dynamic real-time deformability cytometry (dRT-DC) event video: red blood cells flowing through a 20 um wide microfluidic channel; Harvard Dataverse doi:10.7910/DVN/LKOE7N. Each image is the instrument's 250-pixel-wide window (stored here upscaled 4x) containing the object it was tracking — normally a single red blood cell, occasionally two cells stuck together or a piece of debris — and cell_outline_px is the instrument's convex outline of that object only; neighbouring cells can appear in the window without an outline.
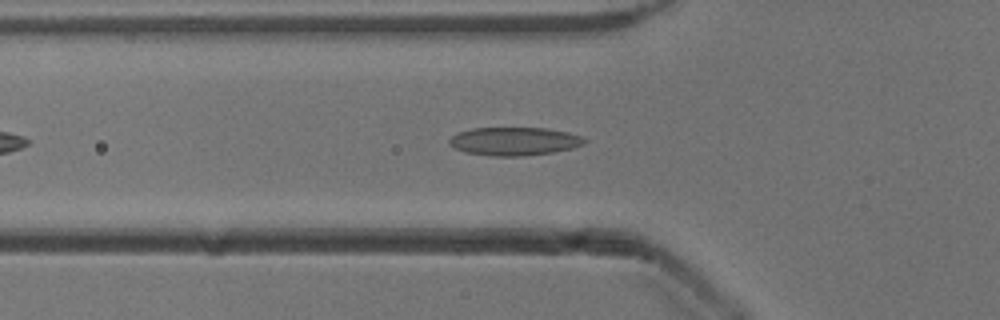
{"species": "common noctule bat (a hibernating species)", "species_latin": "Nyctalus noctula", "temperature_condition": "cold", "stored_images_in_passage": 26, "camera_frame_rate_fps": 3000, "um_per_image_px": 0.085, "animal": {"sex": "male", "body_mass_g": 13.3}, "frame": {"image": 1, "passage_image": 9, "time_ms": 2.667, "image_size_px": [1000, 320], "cell_outline_px": [[588, 140], [584, 144], [572, 148], [552, 152], [520, 156], [492, 156], [464, 152], [448, 144], [448, 140], [456, 132], [472, 128], [544, 128], [568, 132], [584, 136]], "centroid_in_image_um": [43.71, 12.0], "position_along_channel_um": 82.1, "area_um2": 22.37}}
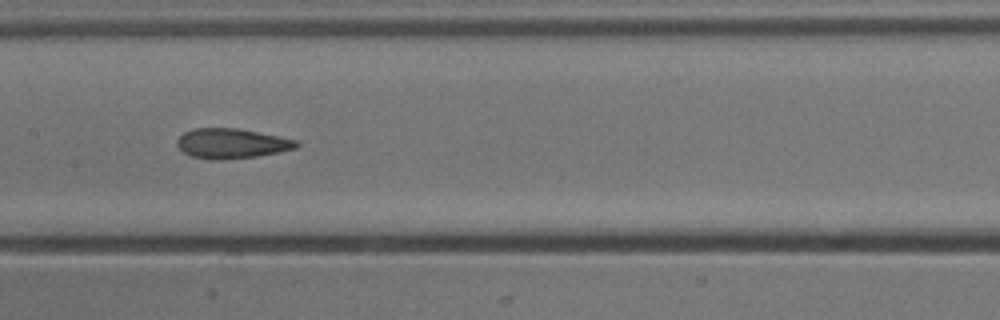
{"frame": {"image": 2, "passage_image": 17, "time_ms": 5.333, "image_size_px": [1000, 320], "cell_outline_px": [[300, 144], [296, 148], [280, 152], [256, 156], [224, 160], [208, 160], [192, 156], [184, 152], [176, 144], [176, 140], [184, 132], [196, 128], [236, 128], [296, 140]], "centroid_in_image_um": [19.66, 12.21], "position_along_channel_um": 187.7, "area_um2": 20.69}}
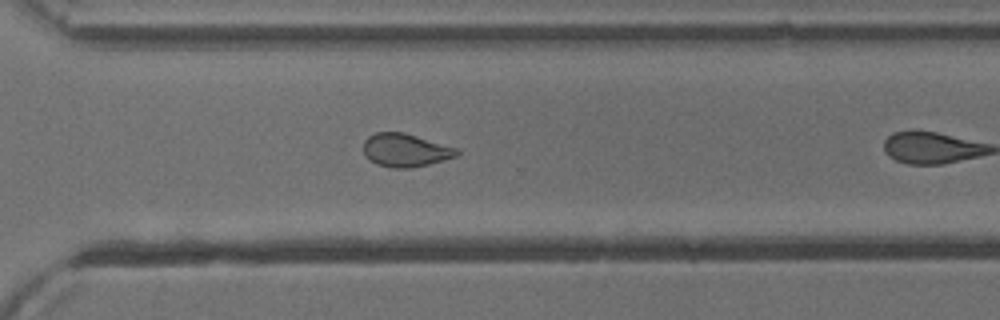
{"frame": {"image": 3, "passage_image": 25, "time_ms": 8.0, "image_size_px": [1000, 320], "cell_outline_px": [[460, 152], [456, 156], [428, 164], [412, 168], [392, 168], [376, 164], [364, 152], [364, 140], [368, 136], [376, 132], [404, 132], [460, 148]], "centroid_in_image_um": [34.5, 12.75], "position_along_channel_um": 336.1, "area_um2": 18.09}}